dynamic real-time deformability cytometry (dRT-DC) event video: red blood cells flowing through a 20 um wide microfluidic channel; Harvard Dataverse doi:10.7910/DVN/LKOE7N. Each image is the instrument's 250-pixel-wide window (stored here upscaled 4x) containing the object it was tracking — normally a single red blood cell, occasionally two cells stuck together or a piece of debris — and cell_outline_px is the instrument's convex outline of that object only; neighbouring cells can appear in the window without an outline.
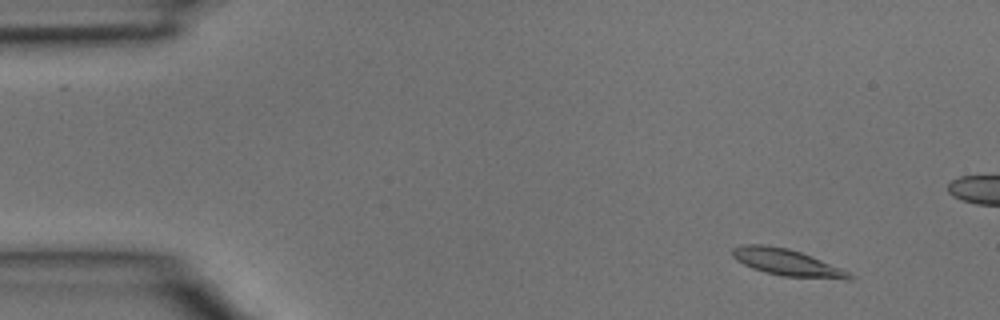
{"species": "common noctule bat (a hibernating species)", "species_latin": "Nyctalus noctula", "temperature_condition": "room temperature", "stored_images_in_passage": 5, "camera_frame_rate_fps": 3000, "um_per_image_px": 0.085, "animal": {"sex": "male", "body_mass_g": 15.6}, "frame": {"image": 1, "passage_image": 1, "time_ms": 0.0, "image_size_px": [1000, 320], "cell_outline_px": [[856, 276], [848, 280], [844, 280], [784, 276], [764, 272], [752, 268], [736, 260], [732, 256], [732, 248], [740, 244], [764, 244], [788, 248], [812, 256], [840, 268]], "centroid_in_image_um": [66.88, 22.31], "position_along_channel_um": 18.1, "area_um2": 18.32}}